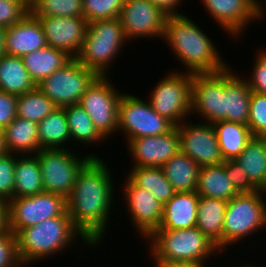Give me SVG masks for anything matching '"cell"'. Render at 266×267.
<instances>
[{
	"instance_id": "cell-38",
	"label": "cell",
	"mask_w": 266,
	"mask_h": 267,
	"mask_svg": "<svg viewBox=\"0 0 266 267\" xmlns=\"http://www.w3.org/2000/svg\"><path fill=\"white\" fill-rule=\"evenodd\" d=\"M248 127L253 137L266 138V95L252 92Z\"/></svg>"
},
{
	"instance_id": "cell-47",
	"label": "cell",
	"mask_w": 266,
	"mask_h": 267,
	"mask_svg": "<svg viewBox=\"0 0 266 267\" xmlns=\"http://www.w3.org/2000/svg\"><path fill=\"white\" fill-rule=\"evenodd\" d=\"M154 267H206L203 263L182 262V261H167V260H153Z\"/></svg>"
},
{
	"instance_id": "cell-5",
	"label": "cell",
	"mask_w": 266,
	"mask_h": 267,
	"mask_svg": "<svg viewBox=\"0 0 266 267\" xmlns=\"http://www.w3.org/2000/svg\"><path fill=\"white\" fill-rule=\"evenodd\" d=\"M127 41L119 17L90 22L82 49L75 59L99 76H108L112 62L116 63L114 59Z\"/></svg>"
},
{
	"instance_id": "cell-1",
	"label": "cell",
	"mask_w": 266,
	"mask_h": 267,
	"mask_svg": "<svg viewBox=\"0 0 266 267\" xmlns=\"http://www.w3.org/2000/svg\"><path fill=\"white\" fill-rule=\"evenodd\" d=\"M107 167L101 156L91 157L79 170L67 198V211L74 226L93 248L105 238L112 203L115 202L114 193L117 192L114 175Z\"/></svg>"
},
{
	"instance_id": "cell-9",
	"label": "cell",
	"mask_w": 266,
	"mask_h": 267,
	"mask_svg": "<svg viewBox=\"0 0 266 267\" xmlns=\"http://www.w3.org/2000/svg\"><path fill=\"white\" fill-rule=\"evenodd\" d=\"M174 127L171 121L153 110L148 99L146 101L132 93L122 94L118 107L117 133L122 131L125 143L134 138L166 134Z\"/></svg>"
},
{
	"instance_id": "cell-24",
	"label": "cell",
	"mask_w": 266,
	"mask_h": 267,
	"mask_svg": "<svg viewBox=\"0 0 266 267\" xmlns=\"http://www.w3.org/2000/svg\"><path fill=\"white\" fill-rule=\"evenodd\" d=\"M31 80L38 86L56 70L64 67L73 58L65 51L46 46L22 57Z\"/></svg>"
},
{
	"instance_id": "cell-50",
	"label": "cell",
	"mask_w": 266,
	"mask_h": 267,
	"mask_svg": "<svg viewBox=\"0 0 266 267\" xmlns=\"http://www.w3.org/2000/svg\"><path fill=\"white\" fill-rule=\"evenodd\" d=\"M39 0H24V2L30 7L32 8Z\"/></svg>"
},
{
	"instance_id": "cell-45",
	"label": "cell",
	"mask_w": 266,
	"mask_h": 267,
	"mask_svg": "<svg viewBox=\"0 0 266 267\" xmlns=\"http://www.w3.org/2000/svg\"><path fill=\"white\" fill-rule=\"evenodd\" d=\"M156 7L161 9L167 16L169 15H182L178 12L181 2L183 0H150ZM179 7V8H178Z\"/></svg>"
},
{
	"instance_id": "cell-44",
	"label": "cell",
	"mask_w": 266,
	"mask_h": 267,
	"mask_svg": "<svg viewBox=\"0 0 266 267\" xmlns=\"http://www.w3.org/2000/svg\"><path fill=\"white\" fill-rule=\"evenodd\" d=\"M17 99V95L0 91V128L4 129L16 118Z\"/></svg>"
},
{
	"instance_id": "cell-11",
	"label": "cell",
	"mask_w": 266,
	"mask_h": 267,
	"mask_svg": "<svg viewBox=\"0 0 266 267\" xmlns=\"http://www.w3.org/2000/svg\"><path fill=\"white\" fill-rule=\"evenodd\" d=\"M109 77L110 74L98 76L79 102L105 139L117 132L118 107L123 94L114 87Z\"/></svg>"
},
{
	"instance_id": "cell-32",
	"label": "cell",
	"mask_w": 266,
	"mask_h": 267,
	"mask_svg": "<svg viewBox=\"0 0 266 267\" xmlns=\"http://www.w3.org/2000/svg\"><path fill=\"white\" fill-rule=\"evenodd\" d=\"M38 141L42 149H70L66 146L71 142V134L65 107H58L38 123Z\"/></svg>"
},
{
	"instance_id": "cell-33",
	"label": "cell",
	"mask_w": 266,
	"mask_h": 267,
	"mask_svg": "<svg viewBox=\"0 0 266 267\" xmlns=\"http://www.w3.org/2000/svg\"><path fill=\"white\" fill-rule=\"evenodd\" d=\"M127 177L138 187L151 192L163 204L176 193L161 167L133 166Z\"/></svg>"
},
{
	"instance_id": "cell-52",
	"label": "cell",
	"mask_w": 266,
	"mask_h": 267,
	"mask_svg": "<svg viewBox=\"0 0 266 267\" xmlns=\"http://www.w3.org/2000/svg\"><path fill=\"white\" fill-rule=\"evenodd\" d=\"M7 1H12V2H24V0H7Z\"/></svg>"
},
{
	"instance_id": "cell-21",
	"label": "cell",
	"mask_w": 266,
	"mask_h": 267,
	"mask_svg": "<svg viewBox=\"0 0 266 267\" xmlns=\"http://www.w3.org/2000/svg\"><path fill=\"white\" fill-rule=\"evenodd\" d=\"M237 74L230 66L224 70V120L248 125L252 91Z\"/></svg>"
},
{
	"instance_id": "cell-28",
	"label": "cell",
	"mask_w": 266,
	"mask_h": 267,
	"mask_svg": "<svg viewBox=\"0 0 266 267\" xmlns=\"http://www.w3.org/2000/svg\"><path fill=\"white\" fill-rule=\"evenodd\" d=\"M161 168L176 192L196 191L200 167L188 155L179 151Z\"/></svg>"
},
{
	"instance_id": "cell-17",
	"label": "cell",
	"mask_w": 266,
	"mask_h": 267,
	"mask_svg": "<svg viewBox=\"0 0 266 267\" xmlns=\"http://www.w3.org/2000/svg\"><path fill=\"white\" fill-rule=\"evenodd\" d=\"M123 187L126 212L139 237L147 239L161 224L163 203L148 190L136 186L128 177Z\"/></svg>"
},
{
	"instance_id": "cell-30",
	"label": "cell",
	"mask_w": 266,
	"mask_h": 267,
	"mask_svg": "<svg viewBox=\"0 0 266 267\" xmlns=\"http://www.w3.org/2000/svg\"><path fill=\"white\" fill-rule=\"evenodd\" d=\"M213 126L224 161L235 159L253 137L248 125L241 123L222 120Z\"/></svg>"
},
{
	"instance_id": "cell-41",
	"label": "cell",
	"mask_w": 266,
	"mask_h": 267,
	"mask_svg": "<svg viewBox=\"0 0 266 267\" xmlns=\"http://www.w3.org/2000/svg\"><path fill=\"white\" fill-rule=\"evenodd\" d=\"M30 9L25 2L0 0V27L6 29L15 25L30 12Z\"/></svg>"
},
{
	"instance_id": "cell-22",
	"label": "cell",
	"mask_w": 266,
	"mask_h": 267,
	"mask_svg": "<svg viewBox=\"0 0 266 267\" xmlns=\"http://www.w3.org/2000/svg\"><path fill=\"white\" fill-rule=\"evenodd\" d=\"M199 195L195 192H176L163 204L162 221L158 229L182 230L197 224Z\"/></svg>"
},
{
	"instance_id": "cell-15",
	"label": "cell",
	"mask_w": 266,
	"mask_h": 267,
	"mask_svg": "<svg viewBox=\"0 0 266 267\" xmlns=\"http://www.w3.org/2000/svg\"><path fill=\"white\" fill-rule=\"evenodd\" d=\"M260 0H202L203 6L218 27L235 37L242 36L248 24L262 20L264 12L263 3ZM264 13V14H263Z\"/></svg>"
},
{
	"instance_id": "cell-36",
	"label": "cell",
	"mask_w": 266,
	"mask_h": 267,
	"mask_svg": "<svg viewBox=\"0 0 266 267\" xmlns=\"http://www.w3.org/2000/svg\"><path fill=\"white\" fill-rule=\"evenodd\" d=\"M30 12L34 16L84 17L82 0H39Z\"/></svg>"
},
{
	"instance_id": "cell-8",
	"label": "cell",
	"mask_w": 266,
	"mask_h": 267,
	"mask_svg": "<svg viewBox=\"0 0 266 267\" xmlns=\"http://www.w3.org/2000/svg\"><path fill=\"white\" fill-rule=\"evenodd\" d=\"M74 150L50 148L41 149L35 154L40 165L45 192L58 194L67 199L82 166L91 157H99L96 153H88L81 158Z\"/></svg>"
},
{
	"instance_id": "cell-6",
	"label": "cell",
	"mask_w": 266,
	"mask_h": 267,
	"mask_svg": "<svg viewBox=\"0 0 266 267\" xmlns=\"http://www.w3.org/2000/svg\"><path fill=\"white\" fill-rule=\"evenodd\" d=\"M265 194V195H264ZM266 191L239 193L227 201L223 225V252L266 228ZM264 198V199H262Z\"/></svg>"
},
{
	"instance_id": "cell-26",
	"label": "cell",
	"mask_w": 266,
	"mask_h": 267,
	"mask_svg": "<svg viewBox=\"0 0 266 267\" xmlns=\"http://www.w3.org/2000/svg\"><path fill=\"white\" fill-rule=\"evenodd\" d=\"M195 192L199 197L218 198L226 201L239 194L230 179L227 178L223 163L200 167Z\"/></svg>"
},
{
	"instance_id": "cell-40",
	"label": "cell",
	"mask_w": 266,
	"mask_h": 267,
	"mask_svg": "<svg viewBox=\"0 0 266 267\" xmlns=\"http://www.w3.org/2000/svg\"><path fill=\"white\" fill-rule=\"evenodd\" d=\"M223 167L227 174V178L230 179L239 193H253L259 191V189L251 182L247 173L243 171V167L234 159L225 160L223 162Z\"/></svg>"
},
{
	"instance_id": "cell-46",
	"label": "cell",
	"mask_w": 266,
	"mask_h": 267,
	"mask_svg": "<svg viewBox=\"0 0 266 267\" xmlns=\"http://www.w3.org/2000/svg\"><path fill=\"white\" fill-rule=\"evenodd\" d=\"M0 232H12L9 227L8 202L0 199Z\"/></svg>"
},
{
	"instance_id": "cell-10",
	"label": "cell",
	"mask_w": 266,
	"mask_h": 267,
	"mask_svg": "<svg viewBox=\"0 0 266 267\" xmlns=\"http://www.w3.org/2000/svg\"><path fill=\"white\" fill-rule=\"evenodd\" d=\"M99 75L86 68L75 58L64 67L53 72L37 87L57 107L79 104L85 91Z\"/></svg>"
},
{
	"instance_id": "cell-49",
	"label": "cell",
	"mask_w": 266,
	"mask_h": 267,
	"mask_svg": "<svg viewBox=\"0 0 266 267\" xmlns=\"http://www.w3.org/2000/svg\"><path fill=\"white\" fill-rule=\"evenodd\" d=\"M5 29L0 27V57L5 55Z\"/></svg>"
},
{
	"instance_id": "cell-51",
	"label": "cell",
	"mask_w": 266,
	"mask_h": 267,
	"mask_svg": "<svg viewBox=\"0 0 266 267\" xmlns=\"http://www.w3.org/2000/svg\"><path fill=\"white\" fill-rule=\"evenodd\" d=\"M239 267H258V265L257 266H255L254 264H250V263H246V261H245V263H244V265L242 264L241 266L240 265H238Z\"/></svg>"
},
{
	"instance_id": "cell-29",
	"label": "cell",
	"mask_w": 266,
	"mask_h": 267,
	"mask_svg": "<svg viewBox=\"0 0 266 267\" xmlns=\"http://www.w3.org/2000/svg\"><path fill=\"white\" fill-rule=\"evenodd\" d=\"M234 160L259 190L266 191V138L252 137Z\"/></svg>"
},
{
	"instance_id": "cell-25",
	"label": "cell",
	"mask_w": 266,
	"mask_h": 267,
	"mask_svg": "<svg viewBox=\"0 0 266 267\" xmlns=\"http://www.w3.org/2000/svg\"><path fill=\"white\" fill-rule=\"evenodd\" d=\"M8 152L17 155H33L42 149L38 141V123L16 117L4 129Z\"/></svg>"
},
{
	"instance_id": "cell-34",
	"label": "cell",
	"mask_w": 266,
	"mask_h": 267,
	"mask_svg": "<svg viewBox=\"0 0 266 267\" xmlns=\"http://www.w3.org/2000/svg\"><path fill=\"white\" fill-rule=\"evenodd\" d=\"M65 114L71 134V143L75 141L76 144L90 146L94 143H101L103 140L106 141L94 126L88 113L79 104L66 106Z\"/></svg>"
},
{
	"instance_id": "cell-23",
	"label": "cell",
	"mask_w": 266,
	"mask_h": 267,
	"mask_svg": "<svg viewBox=\"0 0 266 267\" xmlns=\"http://www.w3.org/2000/svg\"><path fill=\"white\" fill-rule=\"evenodd\" d=\"M227 201L199 197L196 227L223 253V225Z\"/></svg>"
},
{
	"instance_id": "cell-4",
	"label": "cell",
	"mask_w": 266,
	"mask_h": 267,
	"mask_svg": "<svg viewBox=\"0 0 266 267\" xmlns=\"http://www.w3.org/2000/svg\"><path fill=\"white\" fill-rule=\"evenodd\" d=\"M146 240L153 260L207 264L212 255L220 253L196 226L182 230L157 229Z\"/></svg>"
},
{
	"instance_id": "cell-35",
	"label": "cell",
	"mask_w": 266,
	"mask_h": 267,
	"mask_svg": "<svg viewBox=\"0 0 266 267\" xmlns=\"http://www.w3.org/2000/svg\"><path fill=\"white\" fill-rule=\"evenodd\" d=\"M58 107L36 86L17 99L16 117L41 122Z\"/></svg>"
},
{
	"instance_id": "cell-27",
	"label": "cell",
	"mask_w": 266,
	"mask_h": 267,
	"mask_svg": "<svg viewBox=\"0 0 266 267\" xmlns=\"http://www.w3.org/2000/svg\"><path fill=\"white\" fill-rule=\"evenodd\" d=\"M14 178L13 198L44 192L40 165L35 154L16 155Z\"/></svg>"
},
{
	"instance_id": "cell-43",
	"label": "cell",
	"mask_w": 266,
	"mask_h": 267,
	"mask_svg": "<svg viewBox=\"0 0 266 267\" xmlns=\"http://www.w3.org/2000/svg\"><path fill=\"white\" fill-rule=\"evenodd\" d=\"M0 267H22L18 260L13 232H0Z\"/></svg>"
},
{
	"instance_id": "cell-3",
	"label": "cell",
	"mask_w": 266,
	"mask_h": 267,
	"mask_svg": "<svg viewBox=\"0 0 266 267\" xmlns=\"http://www.w3.org/2000/svg\"><path fill=\"white\" fill-rule=\"evenodd\" d=\"M15 237L17 256L22 267H29L36 261H45L52 256L54 258V255L62 254L63 251L65 253V249H72L78 237L85 244H82L84 248L87 246L91 249L93 246L74 226L69 215L57 216L23 228Z\"/></svg>"
},
{
	"instance_id": "cell-20",
	"label": "cell",
	"mask_w": 266,
	"mask_h": 267,
	"mask_svg": "<svg viewBox=\"0 0 266 267\" xmlns=\"http://www.w3.org/2000/svg\"><path fill=\"white\" fill-rule=\"evenodd\" d=\"M5 54L23 57L47 46L39 19L29 12L20 22L5 29Z\"/></svg>"
},
{
	"instance_id": "cell-39",
	"label": "cell",
	"mask_w": 266,
	"mask_h": 267,
	"mask_svg": "<svg viewBox=\"0 0 266 267\" xmlns=\"http://www.w3.org/2000/svg\"><path fill=\"white\" fill-rule=\"evenodd\" d=\"M16 155L10 152L0 155V199L7 202L13 199Z\"/></svg>"
},
{
	"instance_id": "cell-31",
	"label": "cell",
	"mask_w": 266,
	"mask_h": 267,
	"mask_svg": "<svg viewBox=\"0 0 266 267\" xmlns=\"http://www.w3.org/2000/svg\"><path fill=\"white\" fill-rule=\"evenodd\" d=\"M36 87L27 72L22 57H0V91L22 95Z\"/></svg>"
},
{
	"instance_id": "cell-7",
	"label": "cell",
	"mask_w": 266,
	"mask_h": 267,
	"mask_svg": "<svg viewBox=\"0 0 266 267\" xmlns=\"http://www.w3.org/2000/svg\"><path fill=\"white\" fill-rule=\"evenodd\" d=\"M176 71L166 73L147 99L155 112L178 126L191 116L193 74Z\"/></svg>"
},
{
	"instance_id": "cell-16",
	"label": "cell",
	"mask_w": 266,
	"mask_h": 267,
	"mask_svg": "<svg viewBox=\"0 0 266 267\" xmlns=\"http://www.w3.org/2000/svg\"><path fill=\"white\" fill-rule=\"evenodd\" d=\"M195 113L211 124L224 120V70L193 74L191 115Z\"/></svg>"
},
{
	"instance_id": "cell-42",
	"label": "cell",
	"mask_w": 266,
	"mask_h": 267,
	"mask_svg": "<svg viewBox=\"0 0 266 267\" xmlns=\"http://www.w3.org/2000/svg\"><path fill=\"white\" fill-rule=\"evenodd\" d=\"M257 52L255 55L257 58L251 68L252 74L246 78V81L252 92L266 95V49L262 48Z\"/></svg>"
},
{
	"instance_id": "cell-48",
	"label": "cell",
	"mask_w": 266,
	"mask_h": 267,
	"mask_svg": "<svg viewBox=\"0 0 266 267\" xmlns=\"http://www.w3.org/2000/svg\"><path fill=\"white\" fill-rule=\"evenodd\" d=\"M8 153V149L5 143V134L4 130L0 128V155H5Z\"/></svg>"
},
{
	"instance_id": "cell-14",
	"label": "cell",
	"mask_w": 266,
	"mask_h": 267,
	"mask_svg": "<svg viewBox=\"0 0 266 267\" xmlns=\"http://www.w3.org/2000/svg\"><path fill=\"white\" fill-rule=\"evenodd\" d=\"M189 121L186 119L177 126L180 151L194 160L199 167L222 164L224 159L213 124L204 121L202 123V120L201 123Z\"/></svg>"
},
{
	"instance_id": "cell-37",
	"label": "cell",
	"mask_w": 266,
	"mask_h": 267,
	"mask_svg": "<svg viewBox=\"0 0 266 267\" xmlns=\"http://www.w3.org/2000/svg\"><path fill=\"white\" fill-rule=\"evenodd\" d=\"M124 0H82L87 23L119 17Z\"/></svg>"
},
{
	"instance_id": "cell-13",
	"label": "cell",
	"mask_w": 266,
	"mask_h": 267,
	"mask_svg": "<svg viewBox=\"0 0 266 267\" xmlns=\"http://www.w3.org/2000/svg\"><path fill=\"white\" fill-rule=\"evenodd\" d=\"M119 19L128 41L142 37L163 40L167 15L150 0H124Z\"/></svg>"
},
{
	"instance_id": "cell-18",
	"label": "cell",
	"mask_w": 266,
	"mask_h": 267,
	"mask_svg": "<svg viewBox=\"0 0 266 267\" xmlns=\"http://www.w3.org/2000/svg\"><path fill=\"white\" fill-rule=\"evenodd\" d=\"M125 145L134 161L133 166L162 167L180 151V136L175 126L166 134L134 138Z\"/></svg>"
},
{
	"instance_id": "cell-2",
	"label": "cell",
	"mask_w": 266,
	"mask_h": 267,
	"mask_svg": "<svg viewBox=\"0 0 266 267\" xmlns=\"http://www.w3.org/2000/svg\"><path fill=\"white\" fill-rule=\"evenodd\" d=\"M201 29L184 14L169 15L163 41H167V46L185 66L187 73H218L225 70L229 63L225 62L212 39Z\"/></svg>"
},
{
	"instance_id": "cell-12",
	"label": "cell",
	"mask_w": 266,
	"mask_h": 267,
	"mask_svg": "<svg viewBox=\"0 0 266 267\" xmlns=\"http://www.w3.org/2000/svg\"><path fill=\"white\" fill-rule=\"evenodd\" d=\"M9 227L16 234L19 230L61 215H69L67 199L50 192L17 197L8 201Z\"/></svg>"
},
{
	"instance_id": "cell-19",
	"label": "cell",
	"mask_w": 266,
	"mask_h": 267,
	"mask_svg": "<svg viewBox=\"0 0 266 267\" xmlns=\"http://www.w3.org/2000/svg\"><path fill=\"white\" fill-rule=\"evenodd\" d=\"M42 24L47 45L76 58L87 30L84 17L36 16Z\"/></svg>"
}]
</instances>
